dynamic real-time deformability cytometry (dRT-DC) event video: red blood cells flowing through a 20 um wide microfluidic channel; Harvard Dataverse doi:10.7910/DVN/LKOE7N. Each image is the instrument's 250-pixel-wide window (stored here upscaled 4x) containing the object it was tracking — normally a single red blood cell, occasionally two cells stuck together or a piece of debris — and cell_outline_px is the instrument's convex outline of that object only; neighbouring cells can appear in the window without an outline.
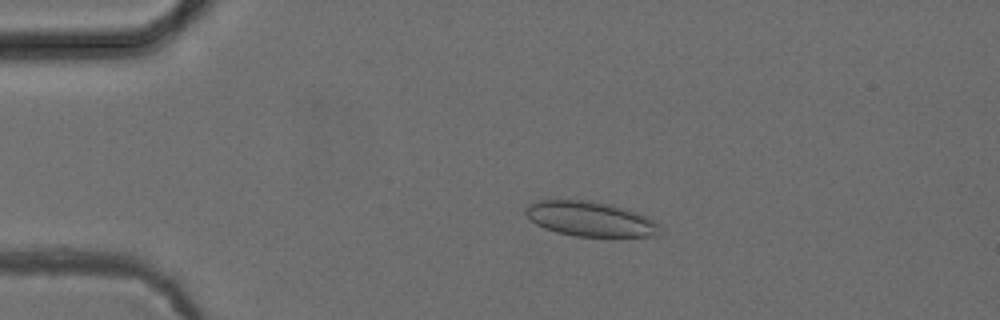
{"species": "common noctule bat (a hibernating species)", "species_latin": "Nyctalus noctula", "temperature_condition": "cold", "stored_images_in_passage": 52, "camera_frame_rate_fps": 3000, "um_per_image_px": 0.085, "animal": {"sex": "female", "body_mass_g": 24.6, "forearm_length_mm": 56.2}, "frame": {"image": 1, "passage_image": 11, "time_ms": 3.333, "image_size_px": [1000, 320], "cell_outline_px": [[664, 232], [656, 236], [576, 236], [556, 232], [544, 228], [536, 224], [524, 212], [524, 208], [528, 204], [540, 200], [588, 200], [612, 204], [628, 208], [648, 216], [660, 224]], "centroid_in_image_um": [50.24, 18.6], "position_along_channel_um": 34.8, "area_um2": 27.69}}
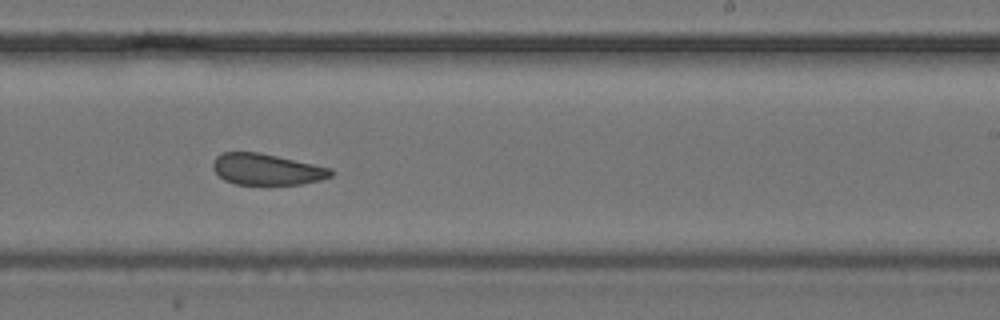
{"frame": {"image": 2, "passage_image": 32, "time_ms": 10.333, "image_size_px": [1000, 320], "cell_outline_px": [[336, 172], [332, 176], [320, 180], [300, 184], [236, 184], [224, 180], [212, 168], [212, 164], [216, 156], [224, 152], [260, 152], [332, 168]], "centroid_in_image_um": [22.69, 14.39], "position_along_channel_um": 266.3, "area_um2": 21.5}}
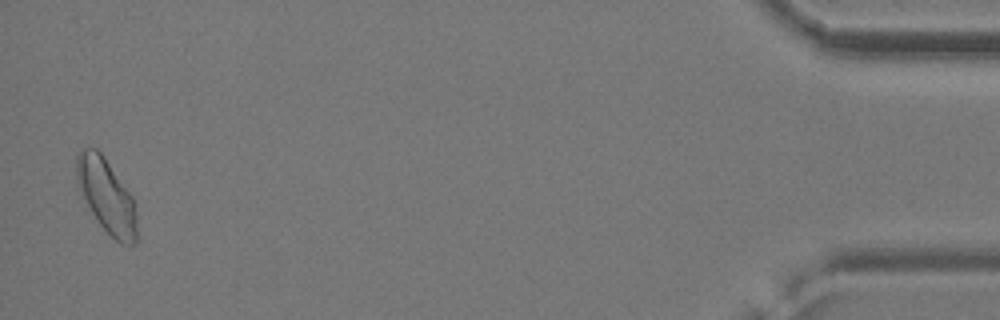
{"frame": {"image": 3, "passage_image": 51, "time_ms": 16.667, "image_size_px": [1000, 320], "cell_outline_px": [[136, 244], [120, 244], [100, 224], [92, 212], [76, 180], [76, 156], [84, 148], [96, 148], [104, 156], [132, 196], [136, 204]], "centroid_in_image_um": [9.08, 16.64], "position_along_channel_um": 426.1, "area_um2": 25.49}, "authors_computed_cell_mechanics": {"area_um2": 23.4379, "velocity_mm_per_s": 3.9235, "shape_relaxation_time_tau1_ms": 6.9127, "shape_relaxation_time_tau2_ms": 2.6007, "deformation_change_tau1": 0.0971, "deformation_change_tau2": 0.0951}}